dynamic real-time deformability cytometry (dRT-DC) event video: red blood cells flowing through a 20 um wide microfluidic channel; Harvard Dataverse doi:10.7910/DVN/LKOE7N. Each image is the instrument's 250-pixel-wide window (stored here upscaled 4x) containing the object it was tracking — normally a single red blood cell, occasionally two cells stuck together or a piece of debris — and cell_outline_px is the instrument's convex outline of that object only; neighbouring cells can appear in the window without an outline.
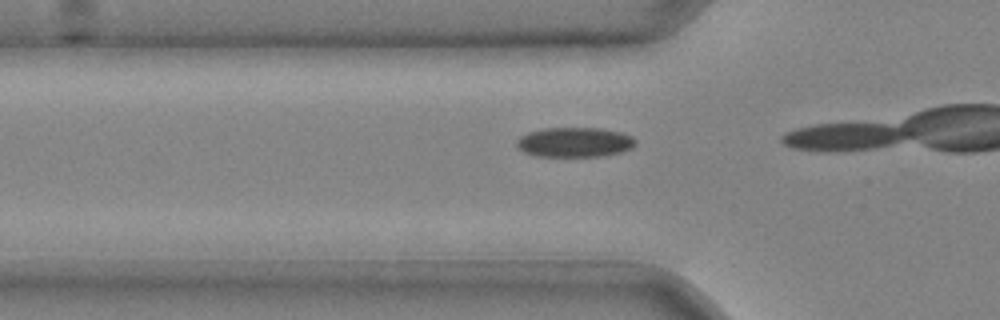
{"species": "common noctule bat (a hibernating species)", "species_latin": "Nyctalus noctula", "temperature_condition": "cold", "stored_images_in_passage": 12, "camera_frame_rate_fps": 3000, "um_per_image_px": 0.085, "animal": {"sex": "male", "body_mass_g": 20.4}, "frame": {"image": 1, "passage_image": 11, "time_ms": 3.333, "image_size_px": [1000, 320], "cell_outline_px": [[636, 144], [632, 148], [620, 152], [604, 156], [536, 156], [524, 152], [516, 148], [516, 140], [520, 136], [528, 132], [544, 128], [600, 128], [620, 132], [632, 136], [636, 140]], "centroid_in_image_um": [48.82, 12.09], "position_along_channel_um": 77.0, "area_um2": 20.75}}